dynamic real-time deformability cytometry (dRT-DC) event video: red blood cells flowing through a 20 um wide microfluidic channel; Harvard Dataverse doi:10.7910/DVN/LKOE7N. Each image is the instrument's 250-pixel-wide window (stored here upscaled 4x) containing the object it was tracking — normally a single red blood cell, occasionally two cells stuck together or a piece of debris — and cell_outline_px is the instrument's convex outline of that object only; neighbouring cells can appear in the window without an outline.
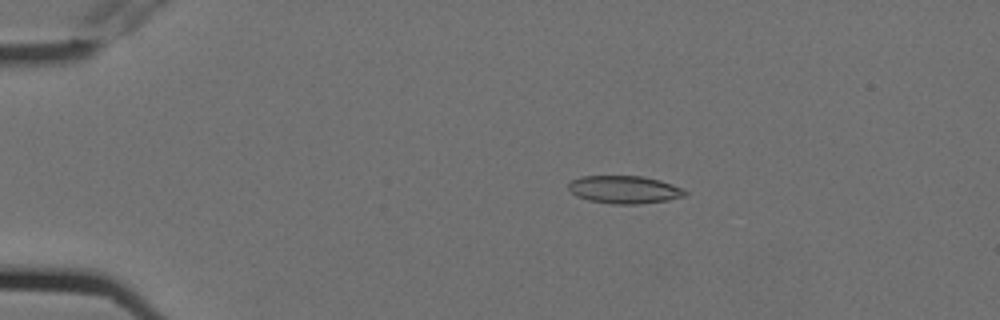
{"species": "Egyptian fruit bat (a non-hibernating species)", "species_latin": "Rousettus aegyptiacus", "temperature_condition": "cold", "stored_images_in_passage": 5, "camera_frame_rate_fps": 3000, "um_per_image_px": 0.085, "animal": {"sex": "female"}, "frame": {"image": 1, "passage_image": 3, "time_ms": 0.667, "image_size_px": [1000, 320], "cell_outline_px": [[688, 196], [668, 200], [640, 204], [612, 204], [588, 200], [576, 196], [568, 188], [568, 184], [572, 180], [580, 176], [644, 176], [660, 180], [672, 184], [688, 192]], "centroid_in_image_um": [53.09, 16.12], "position_along_channel_um": 31.9, "area_um2": 19.02}}